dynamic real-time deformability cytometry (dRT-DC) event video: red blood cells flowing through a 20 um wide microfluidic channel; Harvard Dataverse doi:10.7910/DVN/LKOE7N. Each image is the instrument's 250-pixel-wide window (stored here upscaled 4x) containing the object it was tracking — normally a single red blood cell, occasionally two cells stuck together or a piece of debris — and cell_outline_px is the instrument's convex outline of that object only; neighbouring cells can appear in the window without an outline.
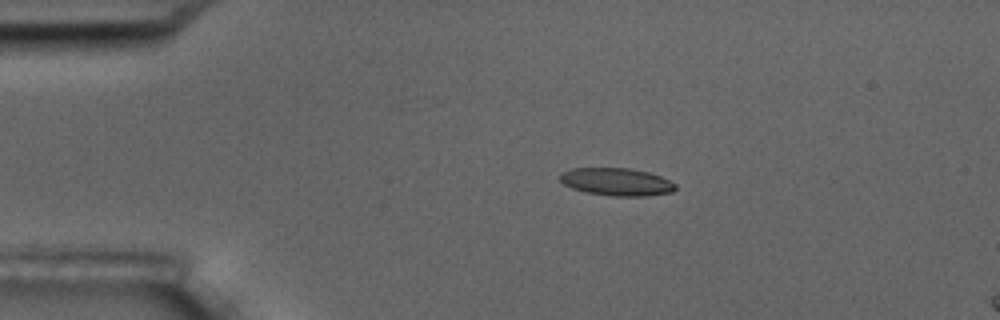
{"species": "common noctule bat (a hibernating species)", "species_latin": "Nyctalus noctula", "temperature_condition": "room temperature", "stored_images_in_passage": 5, "camera_frame_rate_fps": 3000, "um_per_image_px": 0.085, "animal": {"sex": "male", "body_mass_g": 17.5, "forearm_length_mm": 52.3}, "frame": {"image": 1, "passage_image": 3, "time_ms": 2.333, "image_size_px": [1000, 320], "cell_outline_px": [[676, 188], [672, 192], [644, 196], [612, 196], [588, 192], [572, 188], [564, 184], [560, 180], [560, 172], [572, 168], [632, 168], [648, 172], [660, 176], [676, 184]], "centroid_in_image_um": [52.4, 15.45], "position_along_channel_um": 32.6, "area_um2": 18.55}}